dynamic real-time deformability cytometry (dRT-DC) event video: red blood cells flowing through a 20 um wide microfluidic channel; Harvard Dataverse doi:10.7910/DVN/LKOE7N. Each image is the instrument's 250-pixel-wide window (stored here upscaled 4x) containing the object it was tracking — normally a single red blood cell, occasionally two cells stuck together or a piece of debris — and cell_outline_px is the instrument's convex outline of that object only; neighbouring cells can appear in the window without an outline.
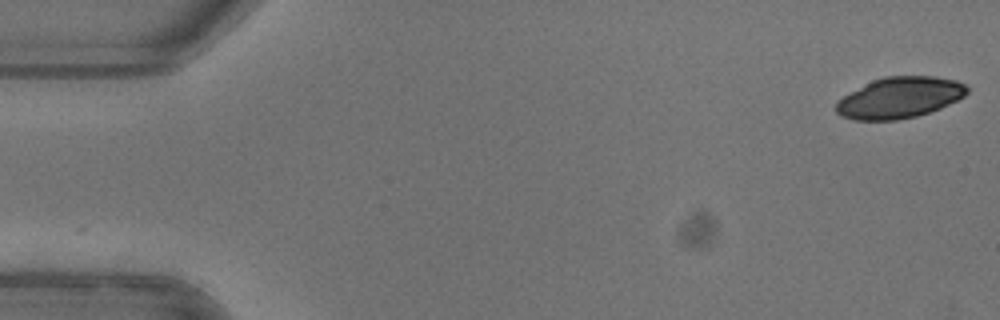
{"species": "common noctule bat (a hibernating species)", "species_latin": "Nyctalus noctula", "temperature_condition": "warm", "stored_images_in_passage": 51, "camera_frame_rate_fps": 3000, "um_per_image_px": 0.085, "animal": {"sex": "female"}, "frame": {"image": 1, "passage_image": 1, "time_ms": 0.0, "image_size_px": [1000, 320], "cell_outline_px": [[968, 92], [964, 96], [940, 108], [916, 116], [896, 120], [852, 120], [840, 116], [836, 112], [836, 100], [872, 80], [884, 76], [936, 76], [956, 80], [964, 84], [968, 88]], "centroid_in_image_um": [76.44, 8.3], "position_along_channel_um": 8.6, "area_um2": 31.33}}